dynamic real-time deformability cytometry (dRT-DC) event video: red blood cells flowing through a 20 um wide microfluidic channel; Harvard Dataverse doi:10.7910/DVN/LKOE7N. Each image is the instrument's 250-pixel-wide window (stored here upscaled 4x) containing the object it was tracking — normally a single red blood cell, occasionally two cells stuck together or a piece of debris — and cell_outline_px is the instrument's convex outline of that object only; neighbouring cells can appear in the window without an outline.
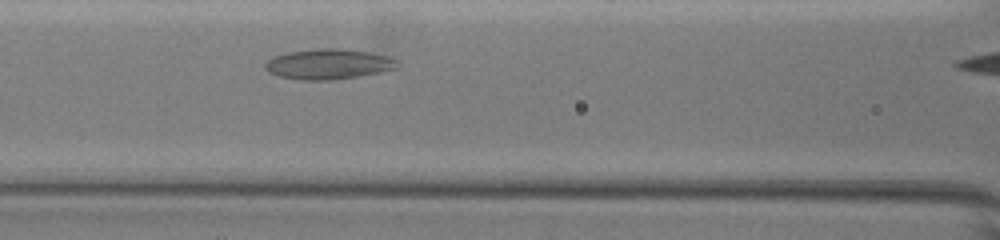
{"species": "common noctule bat (a hibernating species)", "species_latin": "Nyctalus noctula", "temperature_condition": "warm", "stored_images_in_passage": 31, "camera_frame_rate_fps": 3000, "um_per_image_px": 0.085, "animal": {"sex": "female", "body_mass_g": 19.5, "forearm_length_mm": 54.1}, "frame": {"image": 1, "passage_image": 10, "time_ms": 3.0, "image_size_px": [1000, 240], "cell_outline_px": [[396, 68], [356, 76], [328, 80], [300, 80], [280, 76], [264, 68], [264, 64], [268, 60], [276, 56], [288, 52], [312, 48], [340, 48], [368, 52], [384, 56], [392, 60]], "centroid_in_image_um": [27.81, 5.43], "position_along_channel_um": 138.8, "area_um2": 22.6}}
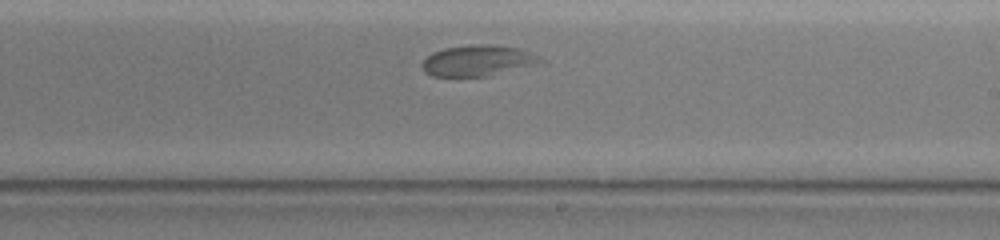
{"frame": {"image": 2, "passage_image": 19, "time_ms": 6.0, "image_size_px": [1000, 240], "cell_outline_px": [[548, 64], [488, 76], [432, 76], [424, 72], [424, 60], [432, 52], [444, 48], [468, 44], [500, 44], [520, 48], [544, 60]], "centroid_in_image_um": [40.73, 5.14], "position_along_channel_um": 248.3, "area_um2": 21.85}}
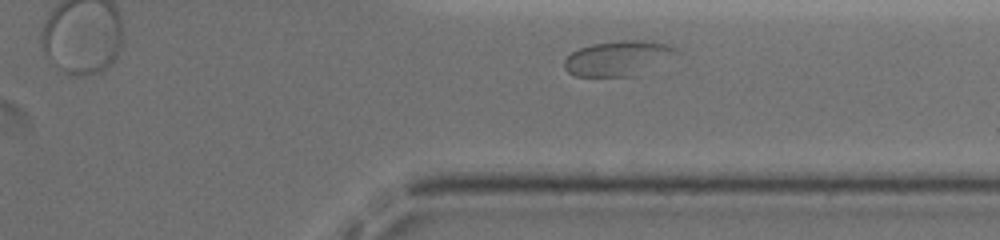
{"frame": {"image": 3, "passage_image": 28, "time_ms": 9.0, "image_size_px": [1000, 240], "cell_outline_px": [[680, 52], [632, 76], [576, 76], [568, 72], [564, 68], [564, 60], [572, 52], [580, 48], [592, 44], [620, 40], [640, 40], [668, 44], [676, 48]], "centroid_in_image_um": [52.48, 4.93], "position_along_channel_um": 358.9, "area_um2": 22.25}}